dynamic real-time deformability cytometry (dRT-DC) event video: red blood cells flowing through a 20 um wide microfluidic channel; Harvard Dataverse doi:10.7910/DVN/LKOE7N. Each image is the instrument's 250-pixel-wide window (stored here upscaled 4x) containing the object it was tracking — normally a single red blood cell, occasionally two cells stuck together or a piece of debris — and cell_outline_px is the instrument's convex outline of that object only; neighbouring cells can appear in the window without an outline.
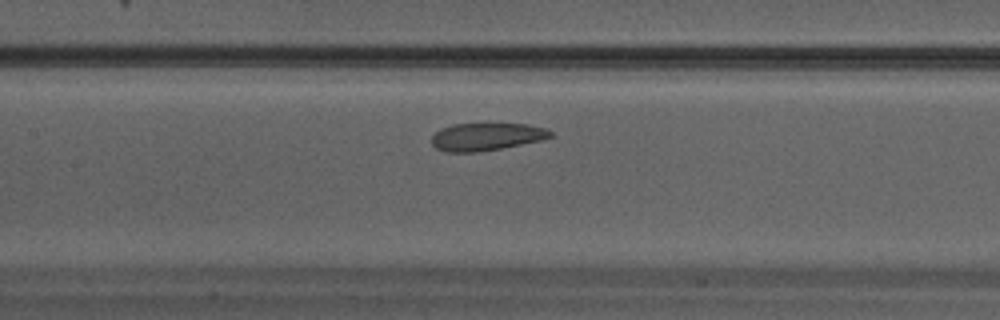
{"species": "Egyptian fruit bat (a non-hibernating species)", "species_latin": "Rousettus aegyptiacus", "temperature_condition": "warm", "stored_images_in_passage": 25, "camera_frame_rate_fps": 3000, "um_per_image_px": 0.085, "animal": {"sex": "male"}, "frame": {"image": 1, "passage_image": 11, "time_ms": 3.333, "image_size_px": [1000, 320], "cell_outline_px": [[552, 136], [540, 140], [500, 148], [476, 152], [448, 152], [436, 148], [432, 144], [432, 136], [440, 128], [452, 124], [528, 124], [544, 128], [552, 132]], "centroid_in_image_um": [41.3, 11.61], "position_along_channel_um": 166.1, "area_um2": 18.84}}
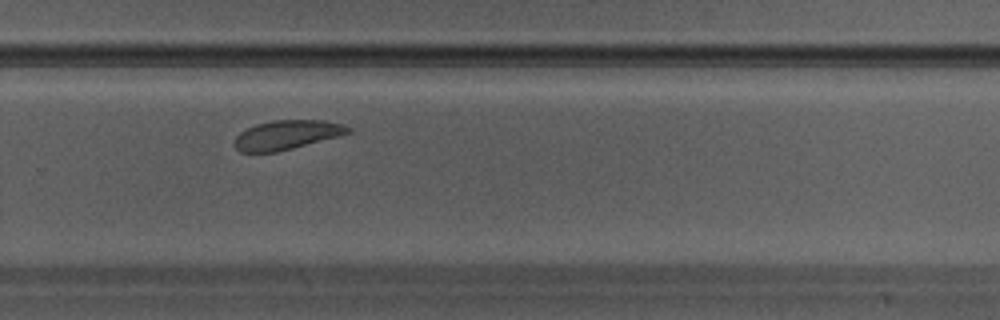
{"frame": {"image": 2, "passage_image": 18, "time_ms": 5.667, "image_size_px": [1000, 320], "cell_outline_px": [[352, 132], [292, 148], [276, 152], [240, 152], [232, 144], [236, 136], [240, 132], [256, 124], [272, 120], [324, 120], [344, 124], [352, 128]], "centroid_in_image_um": [24.36, 11.45], "position_along_channel_um": 305.4, "area_um2": 19.31}}